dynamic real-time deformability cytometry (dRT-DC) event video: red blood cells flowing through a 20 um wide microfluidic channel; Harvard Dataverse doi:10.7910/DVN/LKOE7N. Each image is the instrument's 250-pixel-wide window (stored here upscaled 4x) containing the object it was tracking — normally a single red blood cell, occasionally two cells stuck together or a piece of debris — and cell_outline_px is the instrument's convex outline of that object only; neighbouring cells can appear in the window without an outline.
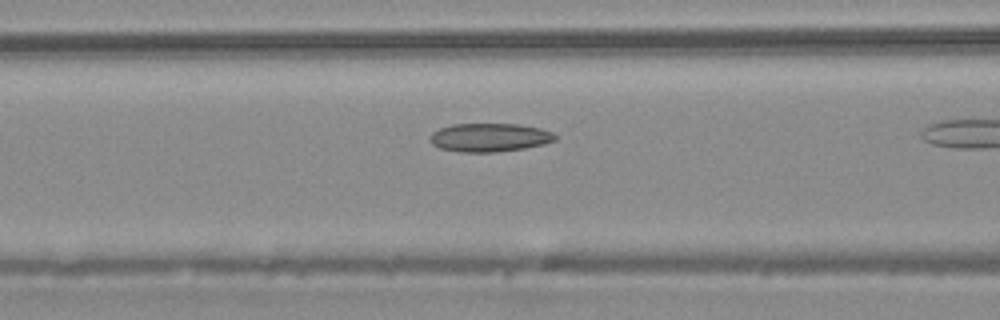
{"species": "common noctule bat (a hibernating species)", "species_latin": "Nyctalus noctula", "temperature_condition": "warm", "stored_images_in_passage": 16, "camera_frame_rate_fps": 3000, "um_per_image_px": 0.085, "animal": {"sex": "male", "body_mass_g": 20.4}, "frame": {"image": 1, "passage_image": 14, "time_ms": 4.333, "image_size_px": [1000, 320], "cell_outline_px": [[556, 140], [544, 144], [524, 148], [496, 152], [460, 152], [440, 148], [432, 144], [428, 140], [428, 136], [432, 132], [440, 128], [452, 124], [516, 124], [540, 128], [552, 132], [556, 136]], "centroid_in_image_um": [41.57, 11.68], "position_along_channel_um": 125.0, "area_um2": 20.87}}